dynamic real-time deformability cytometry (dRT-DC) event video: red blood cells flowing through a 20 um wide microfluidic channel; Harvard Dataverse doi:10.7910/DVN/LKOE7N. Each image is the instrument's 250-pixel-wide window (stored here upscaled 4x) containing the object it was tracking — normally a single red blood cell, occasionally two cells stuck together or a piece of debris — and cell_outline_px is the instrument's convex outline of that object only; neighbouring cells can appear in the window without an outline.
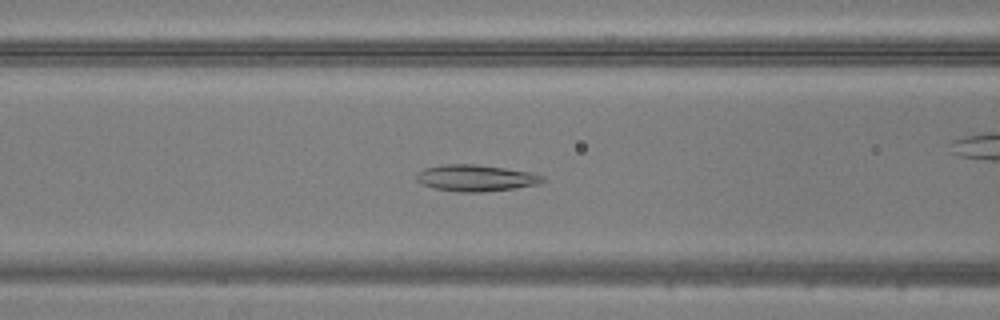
{"species": "common noctule bat (a hibernating species)", "species_latin": "Nyctalus noctula", "temperature_condition": "warm", "stored_images_in_passage": 9, "camera_frame_rate_fps": 3000, "um_per_image_px": 0.085, "animal": {"sex": "male", "body_mass_g": 20.5, "forearm_length_mm": 52.5}, "frame": {"image": 1, "passage_image": 5, "time_ms": 1.333, "image_size_px": [1000, 320], "cell_outline_px": [[544, 180], [536, 184], [512, 188], [480, 192], [460, 192], [436, 188], [424, 184], [416, 180], [416, 172], [424, 168], [444, 164], [476, 164], [532, 172], [544, 176]], "centroid_in_image_um": [40.41, 15.11], "position_along_channel_um": 126.2, "area_um2": 19.25}}
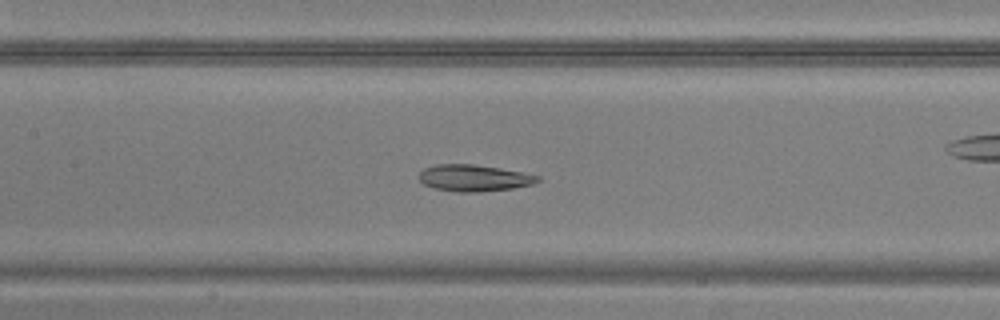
{"frame": {"image": 2, "passage_image": 8, "time_ms": 2.333, "image_size_px": [1000, 320], "cell_outline_px": [[540, 180], [532, 184], [512, 188], [476, 192], [456, 192], [436, 188], [424, 184], [420, 180], [420, 172], [424, 168], [436, 164], [472, 164], [500, 168], [540, 176]], "centroid_in_image_um": [40.28, 15.12], "position_along_channel_um": 167.1, "area_um2": 18.15}}